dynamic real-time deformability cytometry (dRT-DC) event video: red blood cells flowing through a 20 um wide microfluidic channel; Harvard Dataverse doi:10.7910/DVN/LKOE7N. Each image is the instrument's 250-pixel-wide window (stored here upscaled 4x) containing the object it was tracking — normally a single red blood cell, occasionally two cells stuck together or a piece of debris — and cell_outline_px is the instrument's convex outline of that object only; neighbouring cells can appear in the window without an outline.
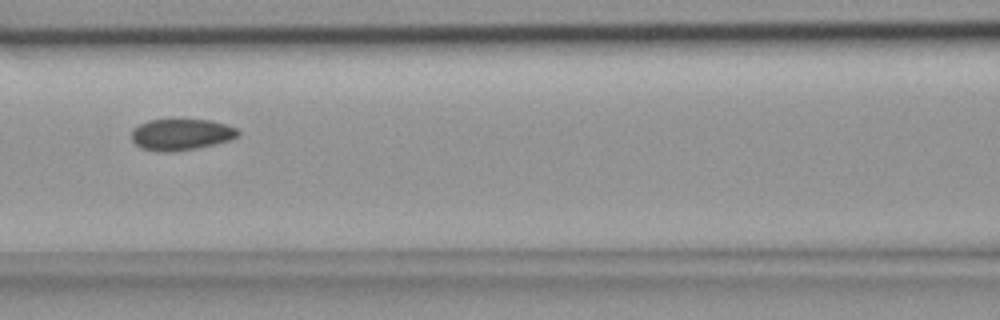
{"species": "common noctule bat (a hibernating species)", "species_latin": "Nyctalus noctula", "temperature_condition": "room temperature", "stored_images_in_passage": 25, "camera_frame_rate_fps": 3000, "um_per_image_px": 0.085, "animal": {"sex": "female", "body_mass_g": 18.4}, "frame": {"image": 1, "passage_image": 6, "time_ms": 1.667, "image_size_px": [1000, 320], "cell_outline_px": [[240, 136], [228, 140], [196, 148], [168, 152], [164, 152], [140, 148], [132, 140], [132, 132], [140, 124], [148, 120], [212, 120], [236, 128], [240, 132]], "centroid_in_image_um": [15.41, 11.43], "position_along_channel_um": 151.2, "area_um2": 19.13}}
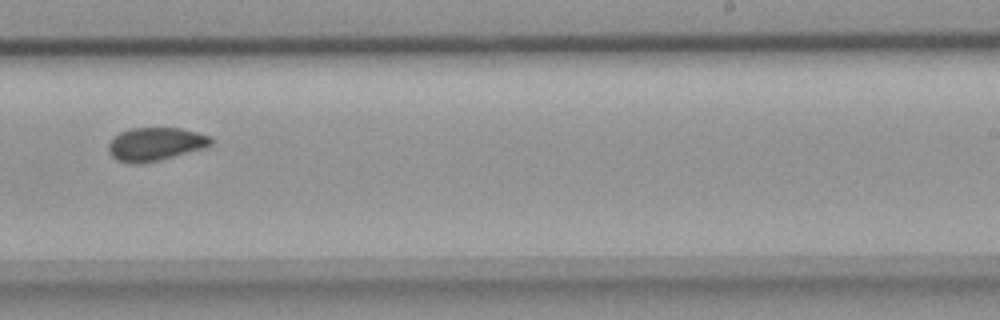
{"frame": {"image": 2, "passage_image": 14, "time_ms": 4.333, "image_size_px": [1000, 320], "cell_outline_px": [[212, 144], [204, 148], [160, 160], [140, 164], [128, 164], [116, 160], [112, 156], [108, 148], [108, 144], [120, 132], [132, 128], [180, 128], [212, 136]], "centroid_in_image_um": [13.21, 12.26], "position_along_channel_um": 275.8, "area_um2": 19.88}}
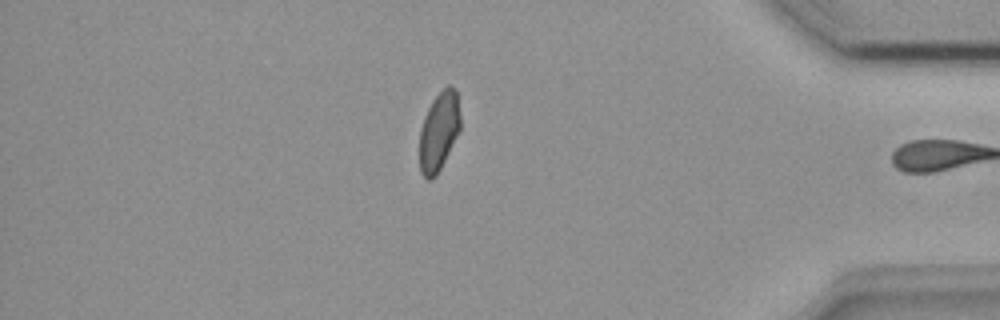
{"frame": {"image": 3, "passage_image": 24, "time_ms": 7.667, "image_size_px": [1000, 320], "cell_outline_px": [[460, 132], [436, 176], [432, 180], [428, 180], [420, 172], [420, 128], [424, 116], [432, 100], [448, 84], [456, 92], [460, 116]], "centroid_in_image_um": [37.3, 11.2], "position_along_channel_um": 397.9, "area_um2": 18.73}}